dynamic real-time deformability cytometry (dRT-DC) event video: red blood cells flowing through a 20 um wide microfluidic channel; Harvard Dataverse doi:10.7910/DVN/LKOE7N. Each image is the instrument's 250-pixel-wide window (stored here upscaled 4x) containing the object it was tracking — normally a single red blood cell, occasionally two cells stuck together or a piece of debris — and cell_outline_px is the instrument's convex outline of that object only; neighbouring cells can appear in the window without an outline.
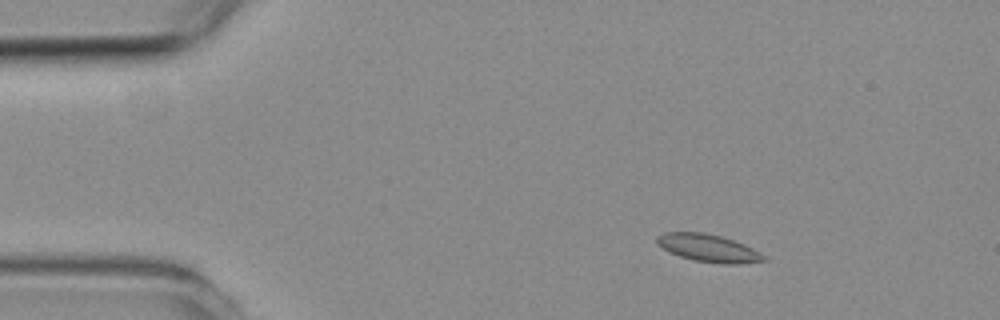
{"species": "common noctule bat (a hibernating species)", "species_latin": "Nyctalus noctula", "temperature_condition": "room temperature", "stored_images_in_passage": 4, "camera_frame_rate_fps": 3000, "um_per_image_px": 0.085, "animal": {"sex": "female", "body_mass_g": 19.3, "forearm_length_mm": 54.1}, "frame": {"image": 1, "passage_image": 2, "time_ms": 1.0, "image_size_px": [1000, 320], "cell_outline_px": [[768, 260], [740, 264], [720, 264], [692, 260], [668, 252], [656, 244], [656, 236], [664, 232], [704, 232], [720, 236], [744, 244], [760, 252]], "centroid_in_image_um": [60.18, 21.09], "position_along_channel_um": 24.8, "area_um2": 17.34}}